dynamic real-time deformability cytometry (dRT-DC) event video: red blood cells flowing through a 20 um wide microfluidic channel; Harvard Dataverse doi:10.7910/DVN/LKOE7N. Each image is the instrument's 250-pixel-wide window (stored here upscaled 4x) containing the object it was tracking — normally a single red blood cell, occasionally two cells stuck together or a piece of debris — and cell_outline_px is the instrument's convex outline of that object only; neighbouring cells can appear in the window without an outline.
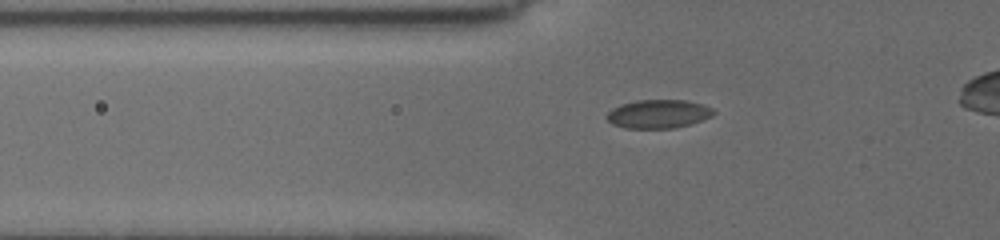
{"species": "common noctule bat (a hibernating species)", "species_latin": "Nyctalus noctula", "temperature_condition": "cold", "stored_images_in_passage": 28, "camera_frame_rate_fps": 3000, "um_per_image_px": 0.085, "animal": {"sex": "female", "body_mass_g": 19.5, "forearm_length_mm": 54.1}, "frame": {"image": 1, "passage_image": 7, "time_ms": 3.0, "image_size_px": [1000, 240], "cell_outline_px": [[716, 112], [712, 116], [692, 124], [676, 128], [624, 128], [612, 124], [604, 116], [612, 108], [620, 104], [636, 100], [684, 100], [704, 104], [712, 108]], "centroid_in_image_um": [55.96, 9.68], "position_along_channel_um": 69.8, "area_um2": 18.03}}
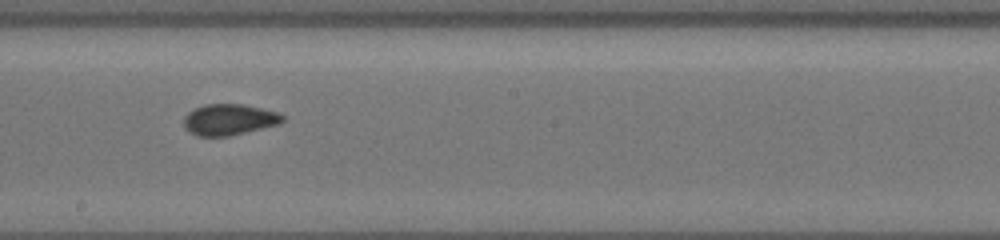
{"frame": {"image": 2, "passage_image": 16, "time_ms": 7.333, "image_size_px": [1000, 240], "cell_outline_px": [[284, 120], [280, 124], [228, 136], [196, 136], [188, 132], [184, 128], [184, 116], [188, 112], [204, 104], [244, 104], [280, 112], [284, 116]], "centroid_in_image_um": [19.48, 10.16], "position_along_channel_um": 228.7, "area_um2": 18.09}}
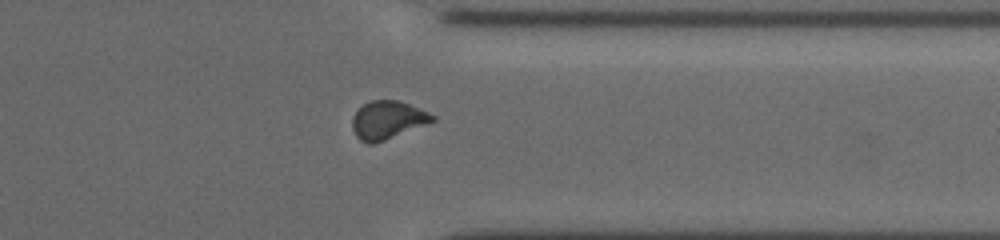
{"frame": {"image": 3, "passage_image": 24, "time_ms": 11.333, "image_size_px": [1000, 240], "cell_outline_px": [[436, 120], [384, 140], [372, 144], [368, 144], [360, 140], [356, 136], [352, 128], [352, 116], [364, 104], [372, 100], [396, 100], [408, 104], [428, 112], [436, 116]], "centroid_in_image_um": [32.92, 10.2], "position_along_channel_um": 378.5, "area_um2": 17.51}}